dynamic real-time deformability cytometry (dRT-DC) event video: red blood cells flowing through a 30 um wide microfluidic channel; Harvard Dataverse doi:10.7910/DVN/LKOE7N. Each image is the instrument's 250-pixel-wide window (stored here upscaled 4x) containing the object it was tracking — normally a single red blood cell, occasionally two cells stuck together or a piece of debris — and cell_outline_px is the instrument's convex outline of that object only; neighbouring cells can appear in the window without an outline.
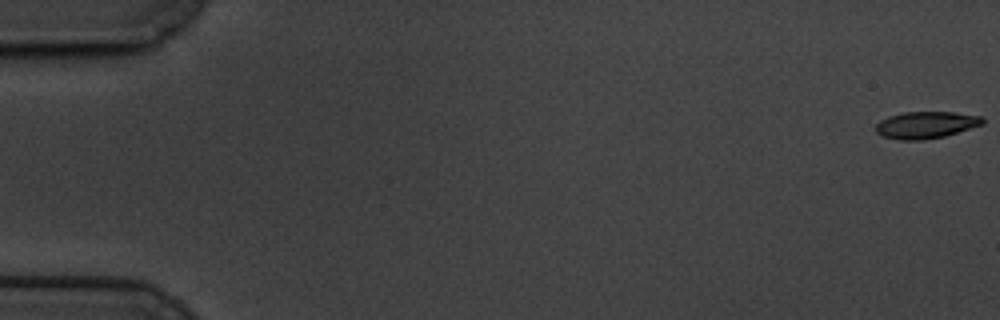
{"species": "common noctule bat (a hibernating species)", "species_latin": "Nyctalus noctula", "temperature_condition": "cold", "stored_images_in_passage": 60, "camera_frame_rate_fps": 3000, "um_per_image_px": 0.085, "animal": {"sex": "male", "body_mass_g": 19.5, "forearm_length_mm": 54.6}, "frame": {"image": 1, "passage_image": 1, "time_ms": 0.0, "image_size_px": [1000, 320], "cell_outline_px": [[984, 124], [944, 136], [924, 140], [900, 140], [884, 136], [876, 132], [876, 124], [880, 120], [888, 116], [904, 112], [952, 112], [980, 116], [984, 120]], "centroid_in_image_um": [78.69, 10.62], "position_along_channel_um": 6.3, "area_um2": 16.65}}
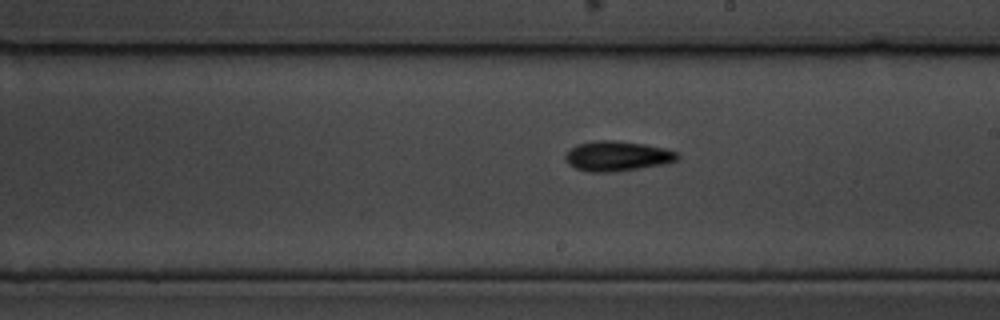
{"frame": {"image": 2, "passage_image": 35, "time_ms": 11.333, "image_size_px": [1000, 320], "cell_outline_px": [[680, 156], [676, 160], [664, 164], [612, 172], [588, 172], [576, 168], [568, 164], [564, 160], [564, 156], [572, 148], [580, 144], [596, 140], [616, 140], [644, 144], [664, 148], [676, 152]], "centroid_in_image_um": [52.45, 13.27], "position_along_channel_um": 236.6, "area_um2": 19.42}}
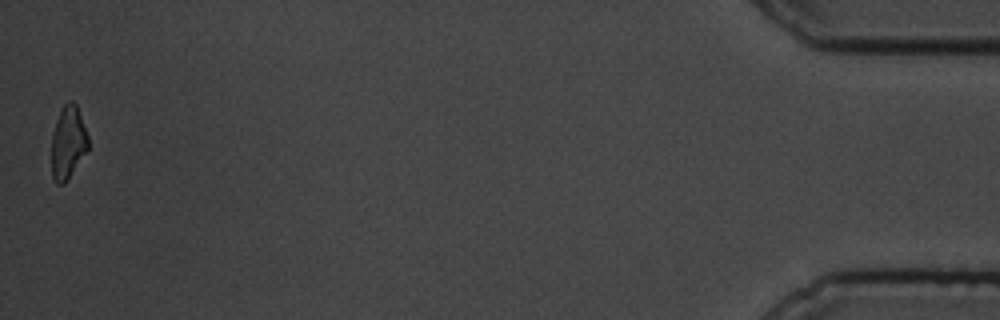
{"frame": {"image": 3, "passage_image": 60, "time_ms": 19.667, "image_size_px": [1000, 320], "cell_outline_px": [[88, 148], [64, 184], [56, 184], [52, 176], [52, 132], [56, 120], [64, 104], [68, 100], [72, 100], [76, 104], [88, 136]], "centroid_in_image_um": [5.77, 12.09], "position_along_channel_um": 429.4, "area_um2": 15.32}, "authors_computed_cell_mechanics": {"area_um2": 17.3978, "velocity_mm_per_s": 3.3907, "shape_relaxation_time_tau1_ms": 2.0947, "shape_relaxation_time_tau2_ms": 9.9657, "deformation_change_tau1": 0.1489, "deformation_change_tau2": 0.1959}}